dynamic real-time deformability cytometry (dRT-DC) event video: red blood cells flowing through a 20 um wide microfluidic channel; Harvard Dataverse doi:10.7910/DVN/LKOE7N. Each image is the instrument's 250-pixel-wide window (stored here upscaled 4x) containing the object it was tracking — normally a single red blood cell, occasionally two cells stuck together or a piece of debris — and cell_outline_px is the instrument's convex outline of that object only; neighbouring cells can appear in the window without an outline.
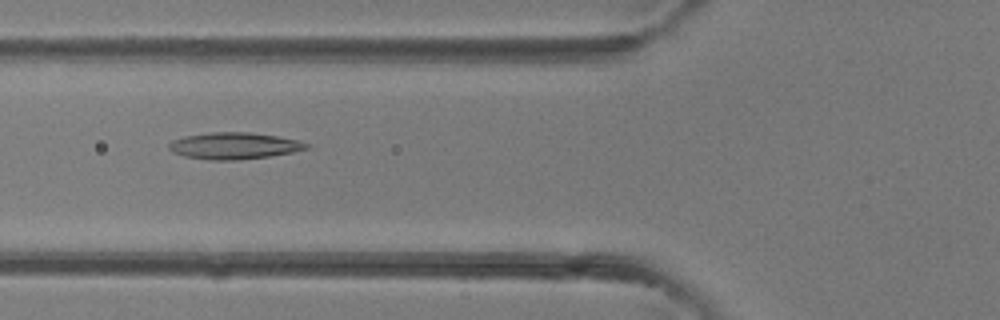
{"species": "common noctule bat (a hibernating species)", "species_latin": "Nyctalus noctula", "temperature_condition": "room temperature", "stored_images_in_passage": 40, "camera_frame_rate_fps": 3000, "um_per_image_px": 0.085, "animal": {"sex": "female"}, "frame": {"image": 1, "passage_image": 15, "time_ms": 4.667, "image_size_px": [1000, 320], "cell_outline_px": [[308, 148], [292, 152], [268, 156], [240, 160], [212, 160], [184, 156], [172, 152], [168, 148], [168, 144], [172, 140], [184, 136], [212, 132], [248, 132], [276, 136], [300, 140], [308, 144]], "centroid_in_image_um": [19.87, 12.39], "position_along_channel_um": 105.9, "area_um2": 21.27}}
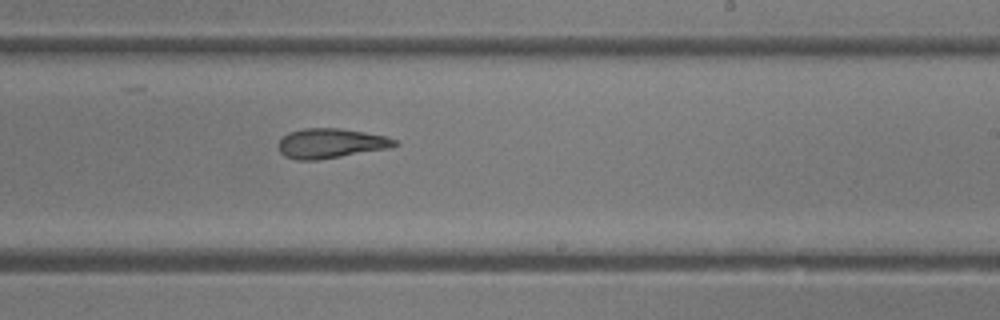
{"frame": {"image": 2, "passage_image": 24, "time_ms": 7.667, "image_size_px": [1000, 320], "cell_outline_px": [[400, 144], [388, 148], [316, 160], [296, 160], [284, 156], [280, 152], [276, 144], [288, 132], [304, 128], [340, 128], [364, 132], [384, 136], [396, 140]], "centroid_in_image_um": [28.06, 12.18], "position_along_channel_um": 260.9, "area_um2": 20.06}}
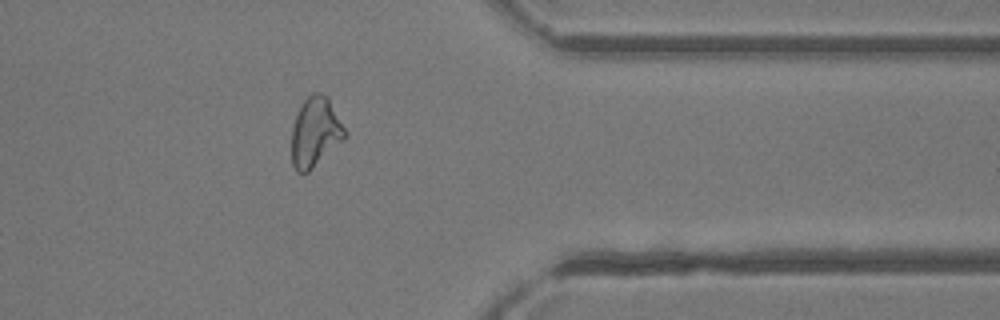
{"frame": {"image": 3, "passage_image": 32, "time_ms": 10.333, "image_size_px": [1000, 320], "cell_outline_px": [[348, 136], [344, 140], [308, 172], [296, 172], [292, 164], [292, 128], [296, 116], [304, 100], [312, 92], [320, 92], [328, 96], [348, 132]], "centroid_in_image_um": [26.83, 11.22], "position_along_channel_um": 384.6, "area_um2": 21.79}}